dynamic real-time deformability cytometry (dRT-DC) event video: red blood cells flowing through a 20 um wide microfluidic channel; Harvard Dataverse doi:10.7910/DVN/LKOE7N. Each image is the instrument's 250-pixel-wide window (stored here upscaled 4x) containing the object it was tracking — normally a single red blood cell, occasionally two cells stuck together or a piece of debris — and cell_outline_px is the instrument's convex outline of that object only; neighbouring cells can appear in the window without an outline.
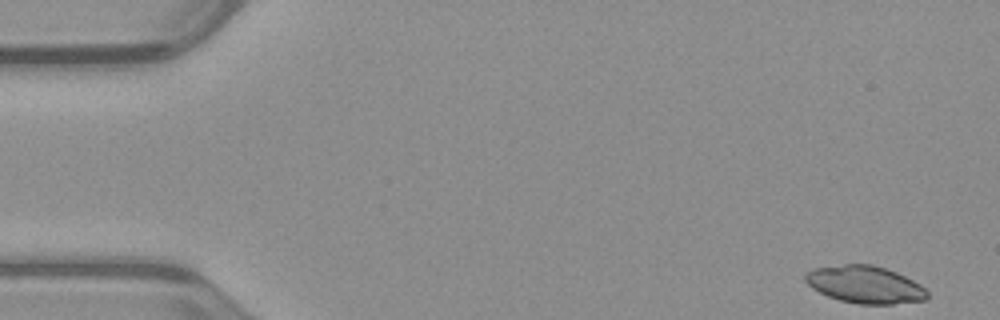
{"species": "common noctule bat (a hibernating species)", "species_latin": "Nyctalus noctula", "temperature_condition": "warm", "stored_images_in_passage": 51, "camera_frame_rate_fps": 3000, "um_per_image_px": 0.085, "animal": {"sex": "male", "body_mass_g": 23.1, "forearm_length_mm": 52.7}, "frame": {"image": 1, "passage_image": 1, "time_ms": 0.0, "image_size_px": [1000, 320], "cell_outline_px": [[928, 296], [924, 300], [892, 304], [856, 304], [840, 300], [828, 296], [812, 288], [804, 280], [804, 276], [812, 268], [844, 264], [872, 264], [896, 272], [920, 284], [928, 292]], "centroid_in_image_um": [73.5, 24.19], "position_along_channel_um": 11.5, "area_um2": 26.47}}
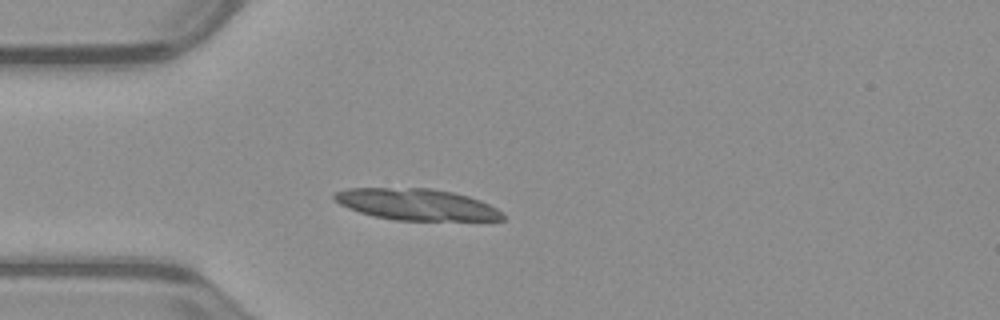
{"frame": {"image": 2, "passage_image": 13, "time_ms": 4.0, "image_size_px": [1000, 320], "cell_outline_px": [[504, 220], [396, 220], [376, 216], [360, 212], [348, 208], [340, 204], [332, 196], [336, 192], [348, 188], [432, 188], [452, 192], [468, 196], [480, 200], [504, 212]], "centroid_in_image_um": [35.43, 17.37], "position_along_channel_um": 49.6, "area_um2": 30.63}}